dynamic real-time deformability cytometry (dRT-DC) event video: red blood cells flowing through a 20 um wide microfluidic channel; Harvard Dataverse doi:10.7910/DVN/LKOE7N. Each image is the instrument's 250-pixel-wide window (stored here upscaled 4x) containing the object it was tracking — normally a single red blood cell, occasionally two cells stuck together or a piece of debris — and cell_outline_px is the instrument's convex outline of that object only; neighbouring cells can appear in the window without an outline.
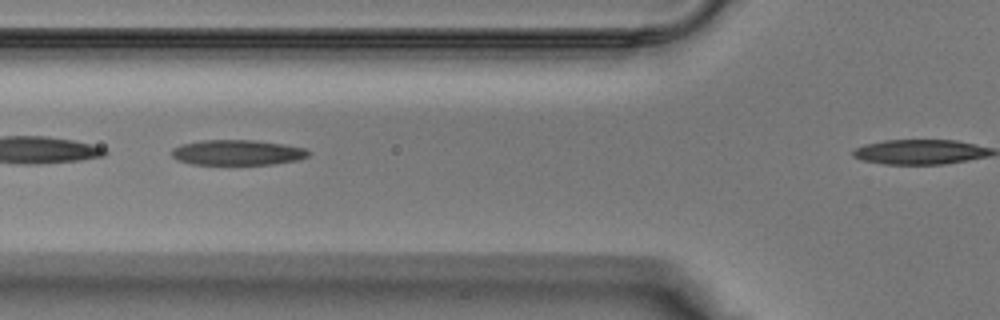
{"species": "Egyptian fruit bat (a non-hibernating species)", "species_latin": "Rousettus aegyptiacus", "temperature_condition": "warm", "stored_images_in_passage": 21, "camera_frame_rate_fps": 3000, "um_per_image_px": 0.085, "animal": {"sex": "male"}, "frame": {"image": 1, "passage_image": 3, "time_ms": 0.667, "image_size_px": [1000, 320], "cell_outline_px": [[312, 152], [308, 156], [296, 160], [272, 164], [192, 164], [176, 160], [172, 156], [172, 148], [180, 144], [200, 140], [256, 140], [284, 144], [308, 148]], "centroid_in_image_um": [20.18, 12.95], "position_along_channel_um": 105.6, "area_um2": 20.35}}
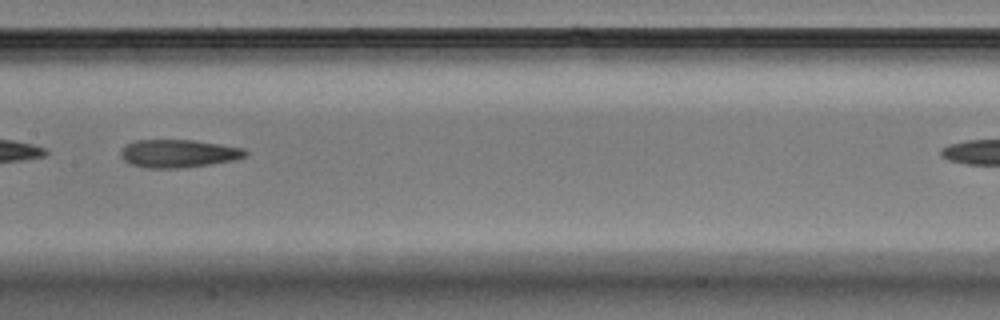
{"frame": {"image": 2, "passage_image": 8, "time_ms": 2.333, "image_size_px": [1000, 320], "cell_outline_px": [[248, 152], [244, 156], [236, 160], [180, 168], [144, 168], [128, 164], [120, 156], [120, 148], [136, 140], [192, 140], [244, 148]], "centroid_in_image_um": [15.11, 13.05], "position_along_channel_um": 192.3, "area_um2": 20.35}}
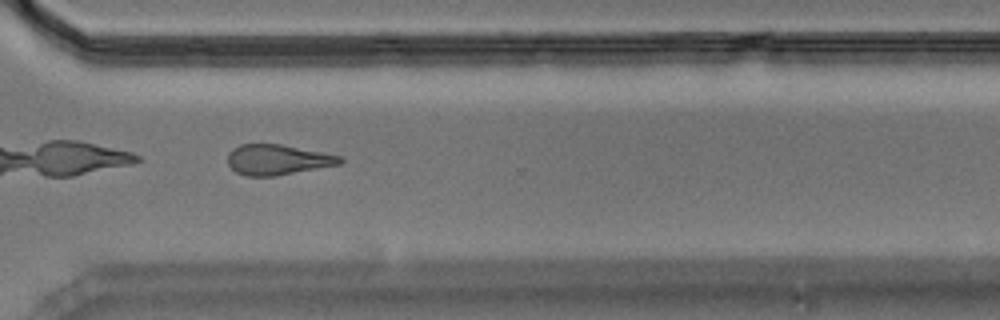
{"frame": {"image": 3, "passage_image": 17, "time_ms": 5.333, "image_size_px": [1000, 320], "cell_outline_px": [[344, 160], [340, 164], [276, 176], [244, 176], [236, 172], [228, 164], [228, 152], [232, 148], [240, 144], [280, 144], [344, 156]], "centroid_in_image_um": [23.59, 13.57], "position_along_channel_um": 347.0, "area_um2": 20.0}}